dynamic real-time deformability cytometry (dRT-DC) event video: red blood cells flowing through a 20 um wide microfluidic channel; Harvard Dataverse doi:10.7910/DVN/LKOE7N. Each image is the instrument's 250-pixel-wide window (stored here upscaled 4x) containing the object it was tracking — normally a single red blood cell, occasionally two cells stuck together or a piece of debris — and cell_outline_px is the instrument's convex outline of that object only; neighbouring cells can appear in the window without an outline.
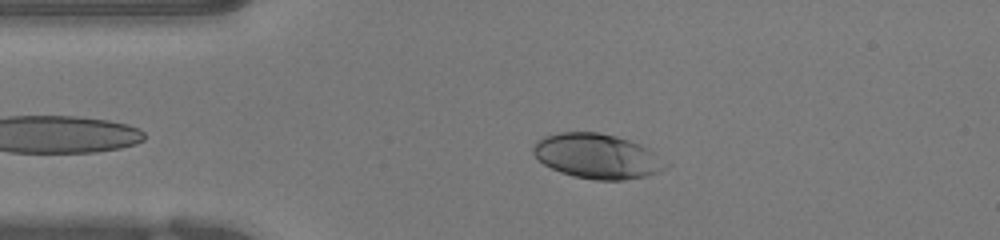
{"species": "human", "species_latin": "Homo sapiens", "temperature_condition": "warm", "stored_images_in_passage": 44, "camera_frame_rate_fps": 3000, "um_per_image_px": 0.085, "donor": {"sex": "female"}, "frame": {"image": 1, "passage_image": 9, "time_ms": 2.667, "image_size_px": [1000, 240], "cell_outline_px": [[672, 164], [660, 172], [648, 176], [624, 180], [596, 180], [572, 176], [560, 172], [544, 164], [532, 152], [532, 148], [536, 140], [544, 136], [556, 132], [596, 132], [616, 136], [640, 144], [648, 148]], "centroid_in_image_um": [50.79, 13.28], "position_along_channel_um": 34.2, "area_um2": 34.97}}
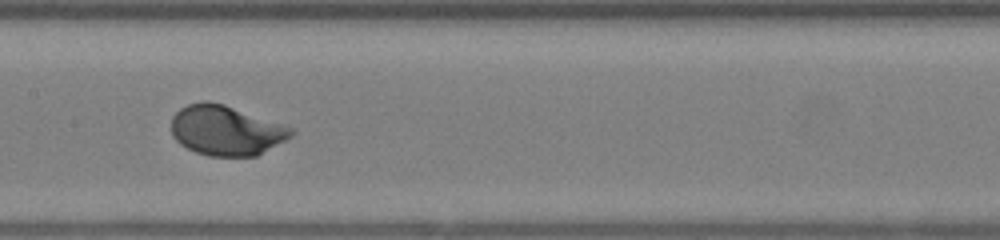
{"frame": {"image": 2, "passage_image": 23, "time_ms": 7.333, "image_size_px": [1000, 240], "cell_outline_px": [[296, 132], [292, 136], [256, 156], [208, 156], [196, 152], [180, 144], [172, 136], [172, 116], [180, 108], [188, 104], [204, 100], [208, 100], [224, 104], [284, 124], [292, 128]], "centroid_in_image_um": [19.21, 11.07], "position_along_channel_um": 188.2, "area_um2": 34.97}}
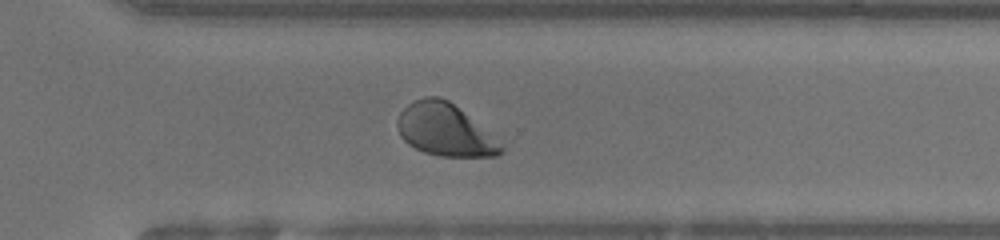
{"frame": {"image": 3, "passage_image": 34, "time_ms": 11.0, "image_size_px": [1000, 240], "cell_outline_px": [[504, 152], [496, 156], [440, 156], [424, 152], [408, 144], [400, 136], [396, 124], [396, 120], [400, 112], [408, 104], [424, 96], [440, 96], [448, 100], [504, 148]], "centroid_in_image_um": [37.72, 11.04], "position_along_channel_um": 332.9, "area_um2": 30.69}, "authors_computed_cell_mechanics": {"area_um2": 34.5066, "velocity_mm_per_s": 3.9419, "shape_relaxation_time_tau1_ms": 1.8994, "shape_relaxation_time_tau2_ms": null, "deformation_change_tau1": 0.1715, "deformation_change_tau2": null}}